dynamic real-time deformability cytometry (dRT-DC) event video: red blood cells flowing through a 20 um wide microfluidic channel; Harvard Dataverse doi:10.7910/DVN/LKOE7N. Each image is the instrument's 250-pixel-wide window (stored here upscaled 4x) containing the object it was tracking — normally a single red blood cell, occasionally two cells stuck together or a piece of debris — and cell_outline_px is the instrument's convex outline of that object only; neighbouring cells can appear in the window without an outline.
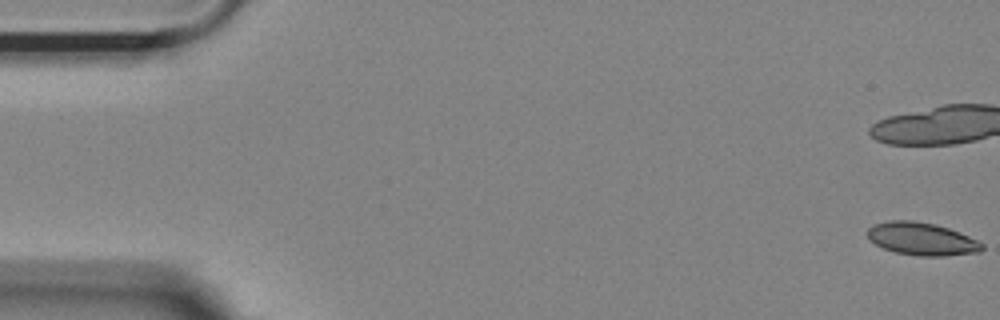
{"species": "Egyptian fruit bat (a non-hibernating species)", "species_latin": "Rousettus aegyptiacus", "temperature_condition": "room temperature", "stored_images_in_passage": 17, "camera_frame_rate_fps": 3000, "um_per_image_px": 0.085, "animal": {"sex": "female"}, "frame": {"image": 1, "passage_image": 1, "time_ms": 0.0, "image_size_px": [1000, 320], "cell_outline_px": [[984, 248], [980, 252], [944, 256], [916, 256], [896, 252], [884, 248], [876, 244], [868, 236], [868, 228], [872, 224], [888, 220], [912, 220], [936, 224], [960, 232], [984, 244]], "centroid_in_image_um": [78.36, 20.3], "position_along_channel_um": 6.6, "area_um2": 21.91}}